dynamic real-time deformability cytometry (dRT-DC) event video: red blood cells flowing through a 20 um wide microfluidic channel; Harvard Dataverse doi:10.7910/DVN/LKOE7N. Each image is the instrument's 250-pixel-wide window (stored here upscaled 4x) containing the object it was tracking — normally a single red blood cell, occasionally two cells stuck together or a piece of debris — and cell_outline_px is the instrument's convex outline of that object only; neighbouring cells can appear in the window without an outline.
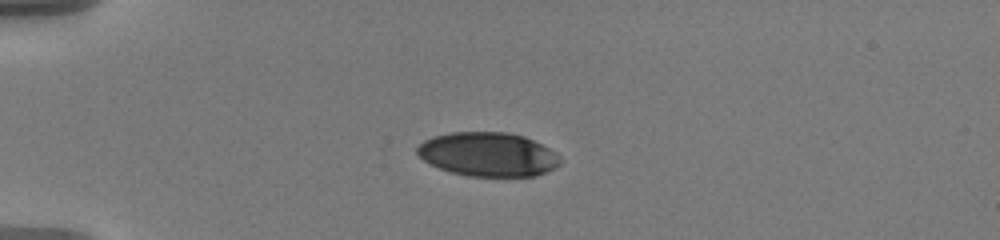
{"species": "human", "species_latin": "Homo sapiens", "temperature_condition": "warm", "stored_images_in_passage": 23, "camera_frame_rate_fps": 3000, "um_per_image_px": 0.085, "donor": {"sex": "male"}, "frame": {"image": 1, "passage_image": 1, "time_ms": 0.0, "image_size_px": [1000, 240], "cell_outline_px": [[560, 164], [536, 176], [468, 176], [452, 172], [440, 168], [424, 160], [416, 152], [416, 148], [424, 140], [436, 136], [452, 132], [508, 132], [524, 136], [556, 152], [560, 156]], "centroid_in_image_um": [41.49, 13.11], "position_along_channel_um": 43.5, "area_um2": 36.36}}
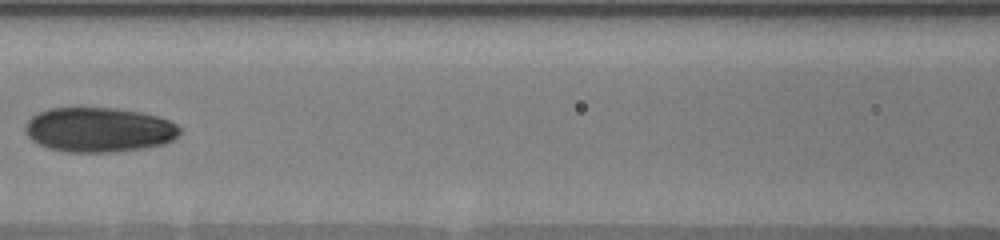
{"frame": {"image": 2, "passage_image": 7, "time_ms": 4.333, "image_size_px": [1000, 240], "cell_outline_px": [[180, 132], [172, 140], [164, 144], [116, 152], [64, 152], [48, 148], [32, 140], [28, 136], [24, 128], [28, 120], [36, 112], [48, 108], [116, 108], [140, 112], [160, 116], [176, 124], [180, 128]], "centroid_in_image_um": [8.39, 11.02], "position_along_channel_um": 158.2, "area_um2": 40.34}}
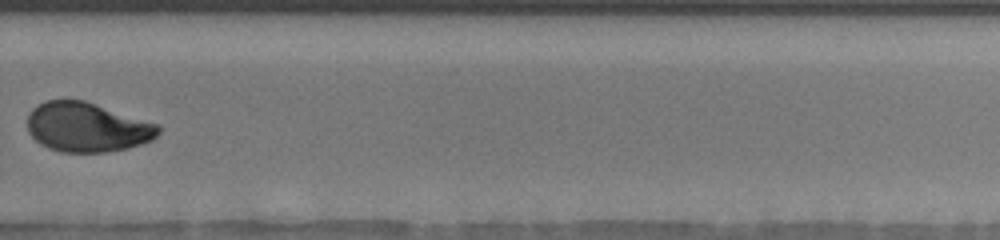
{"frame": {"image": 3, "passage_image": 15, "time_ms": 9.0, "image_size_px": [1000, 240], "cell_outline_px": [[160, 132], [152, 140], [128, 148], [108, 152], [60, 152], [48, 148], [40, 144], [28, 132], [28, 112], [36, 104], [44, 100], [84, 100], [160, 124]], "centroid_in_image_um": [7.4, 10.81], "position_along_channel_um": 322.4, "area_um2": 38.09}, "authors_computed_cell_mechanics": {"area_um2": 38.9572, "velocity_mm_per_s": 3.5366, "shape_relaxation_time_tau1_ms": 9.1978, "shape_relaxation_time_tau2_ms": 1.4129, "deformation_change_tau1": 0.1819, "deformation_change_tau2": 0.0526}}